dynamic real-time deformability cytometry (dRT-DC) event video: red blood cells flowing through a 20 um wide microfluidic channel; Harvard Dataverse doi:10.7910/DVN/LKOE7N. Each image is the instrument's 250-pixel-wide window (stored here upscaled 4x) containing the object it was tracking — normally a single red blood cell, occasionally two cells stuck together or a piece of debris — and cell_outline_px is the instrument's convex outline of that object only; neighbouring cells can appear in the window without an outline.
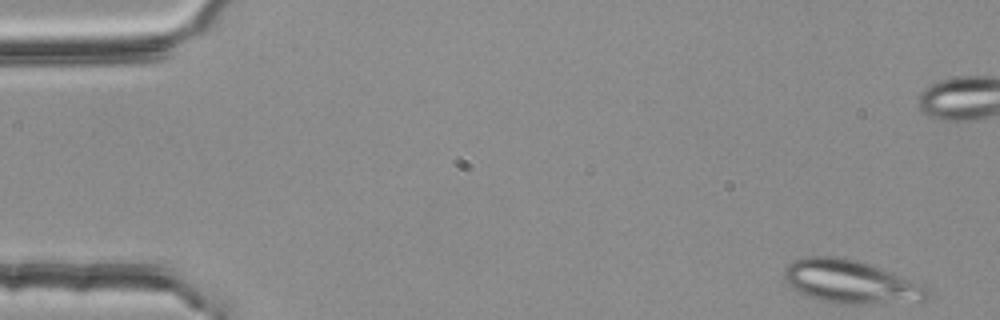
{"species": "common noctule bat (a hibernating species)", "species_latin": "Nyctalus noctula", "temperature_condition": "room temperature", "stored_images_in_passage": 5, "camera_frame_rate_fps": 3000, "um_per_image_px": 0.085, "animal": {"sex": "female", "body_mass_g": 25.1}, "frame": {"image": 1, "passage_image": 1, "time_ms": 0.0, "image_size_px": [1000, 320], "cell_outline_px": [[936, 296], [924, 300], [868, 304], [836, 304], [820, 300], [808, 296], [792, 288], [784, 280], [784, 268], [792, 260], [804, 256], [836, 256], [856, 260], [868, 264], [924, 284]], "centroid_in_image_um": [72.32, 23.96], "position_along_channel_um": 12.7, "area_um2": 36.41}}